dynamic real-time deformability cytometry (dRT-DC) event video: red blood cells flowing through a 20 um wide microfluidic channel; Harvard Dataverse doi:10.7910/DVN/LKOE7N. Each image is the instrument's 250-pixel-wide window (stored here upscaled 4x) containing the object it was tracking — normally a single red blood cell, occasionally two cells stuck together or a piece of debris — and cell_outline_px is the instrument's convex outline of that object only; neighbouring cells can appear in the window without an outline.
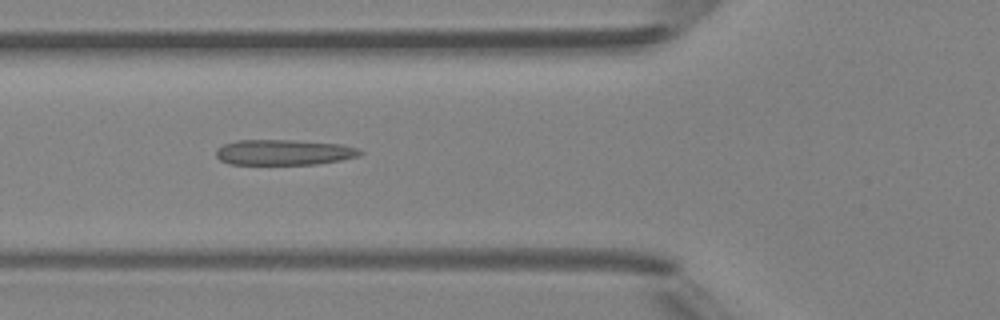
{"species": "Egyptian fruit bat (a non-hibernating species)", "species_latin": "Rousettus aegyptiacus", "temperature_condition": "room temperature", "stored_images_in_passage": 7, "camera_frame_rate_fps": 3000, "um_per_image_px": 0.085, "animal": {"sex": "female"}, "frame": {"image": 1, "passage_image": 6, "time_ms": 5.667, "image_size_px": [1000, 320], "cell_outline_px": [[364, 152], [360, 156], [340, 160], [316, 164], [232, 164], [220, 160], [216, 156], [216, 148], [224, 144], [236, 140], [292, 140], [340, 144], [356, 148]], "centroid_in_image_um": [24.11, 12.94], "position_along_channel_um": 101.7, "area_um2": 21.33}}
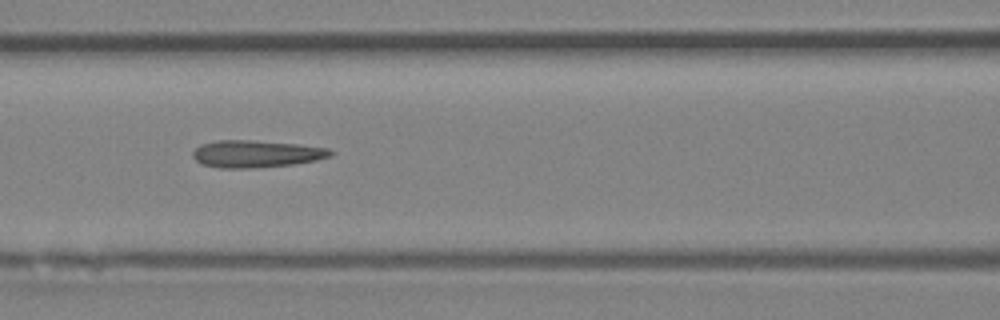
{"frame": {"image": 2, "passage_image": 7, "time_ms": 6.667, "image_size_px": [1000, 320], "cell_outline_px": [[336, 152], [332, 156], [316, 160], [292, 164], [248, 168], [220, 168], [204, 164], [196, 160], [192, 156], [192, 152], [200, 144], [216, 140], [252, 140], [296, 144], [328, 148]], "centroid_in_image_um": [21.78, 13.07], "position_along_channel_um": 144.8, "area_um2": 21.73}}